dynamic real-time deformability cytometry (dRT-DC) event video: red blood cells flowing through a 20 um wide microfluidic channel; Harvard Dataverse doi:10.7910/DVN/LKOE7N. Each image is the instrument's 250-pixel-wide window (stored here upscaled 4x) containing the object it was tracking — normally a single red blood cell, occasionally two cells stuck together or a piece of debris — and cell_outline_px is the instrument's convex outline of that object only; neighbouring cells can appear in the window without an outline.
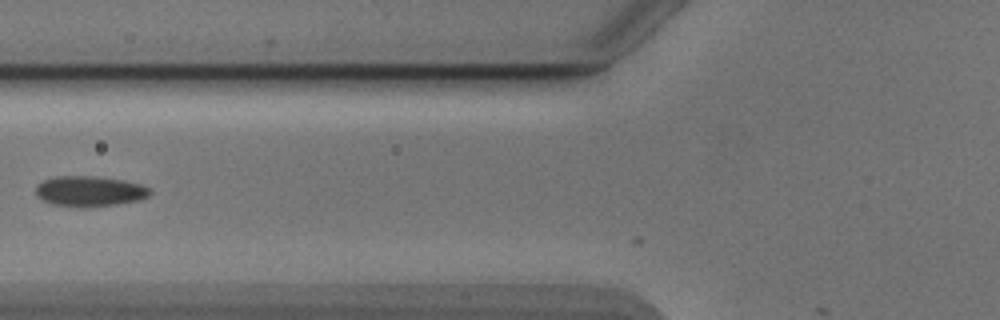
{"species": "Egyptian fruit bat (a non-hibernating species)", "species_latin": "Rousettus aegyptiacus", "temperature_condition": "cold", "stored_images_in_passage": 8, "camera_frame_rate_fps": 3000, "um_per_image_px": 0.085, "animal": {"sex": "male"}, "frame": {"image": 1, "passage_image": 3, "time_ms": 0.667, "image_size_px": [1000, 320], "cell_outline_px": [[152, 192], [148, 196], [140, 200], [116, 204], [88, 208], [52, 204], [36, 196], [36, 184], [44, 180], [56, 176], [100, 176], [124, 180], [140, 184], [148, 188]], "centroid_in_image_um": [7.61, 16.25], "position_along_channel_um": 118.2, "area_um2": 20.4}}
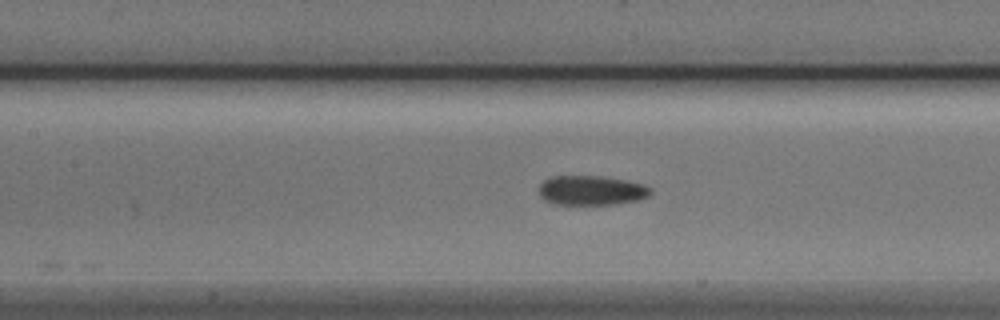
{"frame": {"image": 2, "passage_image": 6, "time_ms": 1.667, "image_size_px": [1000, 320], "cell_outline_px": [[652, 192], [648, 196], [636, 200], [616, 204], [552, 204], [544, 200], [540, 196], [540, 184], [544, 180], [552, 176], [596, 176], [624, 180], [640, 184], [652, 188]], "centroid_in_image_um": [50.23, 16.19], "position_along_channel_um": 157.2, "area_um2": 19.02}}